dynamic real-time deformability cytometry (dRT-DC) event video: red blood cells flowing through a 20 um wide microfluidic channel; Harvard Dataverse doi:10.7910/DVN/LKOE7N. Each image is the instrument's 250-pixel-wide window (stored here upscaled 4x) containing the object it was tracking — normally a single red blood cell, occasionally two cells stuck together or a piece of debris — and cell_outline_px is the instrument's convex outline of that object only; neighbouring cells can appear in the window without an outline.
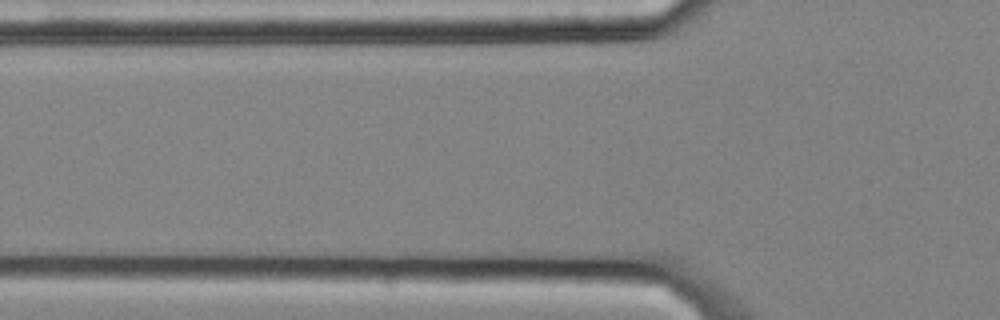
{"species": "common noctule bat (a hibernating species)", "species_latin": "Nyctalus noctula", "temperature_condition": "cold", "stored_images_in_passage": 6, "camera_frame_rate_fps": 3000, "um_per_image_px": 0.085, "animal": {"sex": "male", "body_mass_g": 20.4}, "frame": {"image": 1, "passage_image": 3, "time_ms": 0.667, "image_size_px": [1000, 320], "cell_outline_px": [[636, 240], [628, 244], [540, 244], [460, 240], [452, 236], [452, 232], [496, 228], [604, 228], [628, 236]], "centroid_in_image_um": [46.39, 20.06], "position_along_channel_um": 79.4, "area_um2": 17.74}}